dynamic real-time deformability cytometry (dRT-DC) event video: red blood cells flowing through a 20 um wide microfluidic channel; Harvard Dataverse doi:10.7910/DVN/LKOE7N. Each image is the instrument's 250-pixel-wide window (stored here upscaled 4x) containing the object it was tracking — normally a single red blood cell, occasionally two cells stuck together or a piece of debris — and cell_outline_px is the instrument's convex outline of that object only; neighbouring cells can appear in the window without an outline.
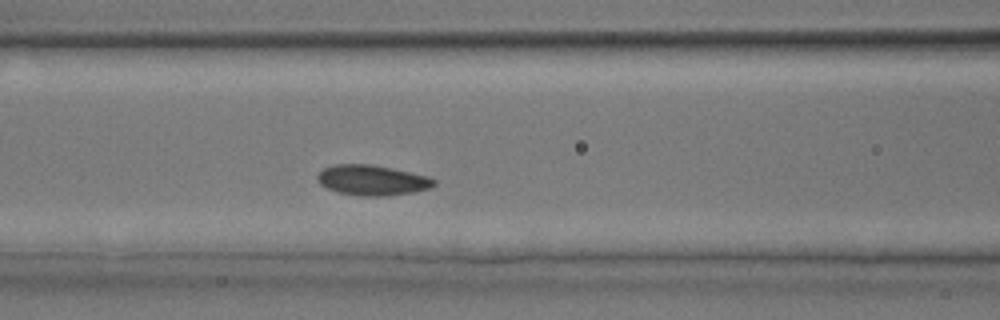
{"species": "common noctule bat (a hibernating species)", "species_latin": "Nyctalus noctula", "temperature_condition": "room temperature", "stored_images_in_passage": 28, "camera_frame_rate_fps": 3000, "um_per_image_px": 0.085, "animal": {"sex": "male", "body_mass_g": 17.9, "forearm_length_mm": 54.2}, "frame": {"image": 1, "passage_image": 5, "time_ms": 1.333, "image_size_px": [1000, 320], "cell_outline_px": [[436, 184], [428, 188], [412, 192], [388, 196], [360, 196], [340, 192], [328, 188], [320, 184], [316, 180], [316, 176], [324, 168], [336, 164], [372, 164], [392, 168], [428, 176], [436, 180]], "centroid_in_image_um": [31.63, 15.31], "position_along_channel_um": 135.0, "area_um2": 20.52}}
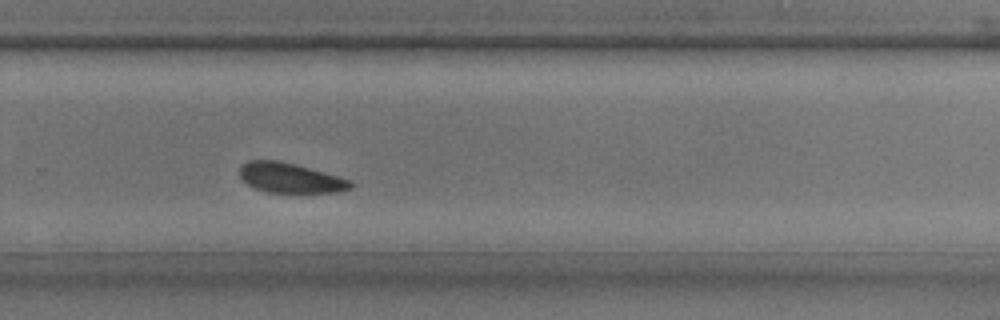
{"frame": {"image": 2, "passage_image": 15, "time_ms": 4.667, "image_size_px": [1000, 320], "cell_outline_px": [[352, 188], [340, 192], [268, 192], [256, 188], [248, 184], [240, 176], [240, 164], [248, 160], [280, 160], [352, 180]], "centroid_in_image_um": [24.67, 15.11], "position_along_channel_um": 305.1, "area_um2": 19.19}}
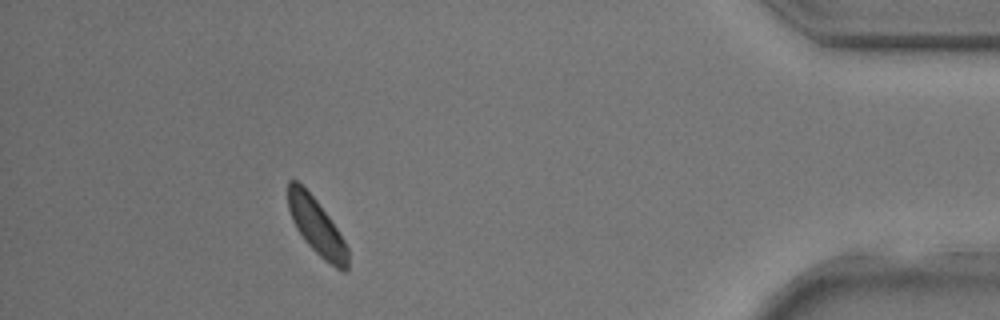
{"frame": {"image": 3, "passage_image": 24, "time_ms": 7.667, "image_size_px": [1000, 320], "cell_outline_px": [[348, 268], [344, 272], [336, 268], [324, 260], [304, 240], [296, 228], [292, 220], [288, 208], [288, 180], [296, 180], [316, 200], [328, 216], [344, 240], [348, 248]], "centroid_in_image_um": [26.91, 19.28], "position_along_channel_um": 408.3, "area_um2": 19.31}}